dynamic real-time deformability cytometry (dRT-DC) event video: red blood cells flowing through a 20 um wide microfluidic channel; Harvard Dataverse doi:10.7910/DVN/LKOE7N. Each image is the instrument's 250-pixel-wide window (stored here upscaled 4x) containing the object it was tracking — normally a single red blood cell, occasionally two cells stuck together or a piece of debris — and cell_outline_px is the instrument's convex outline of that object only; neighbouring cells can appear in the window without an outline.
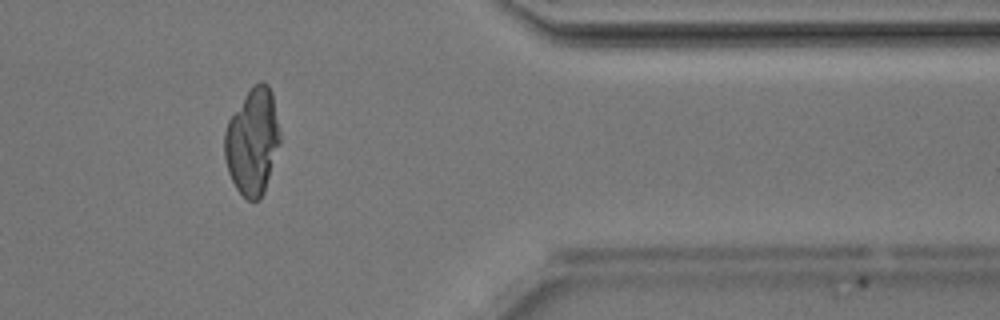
{"species": "Egyptian fruit bat (a non-hibernating species)", "species_latin": "Rousettus aegyptiacus", "temperature_condition": "room temperature", "stored_images_in_passage": 42, "camera_frame_rate_fps": 3000, "um_per_image_px": 0.085, "animal": {"sex": "male"}, "frame": {"image": 1, "passage_image": 34, "time_ms": 11.0, "image_size_px": [1000, 320], "cell_outline_px": [[280, 144], [264, 192], [260, 200], [248, 200], [236, 188], [228, 172], [224, 156], [224, 132], [228, 120], [244, 96], [260, 80], [268, 84], [272, 92], [280, 132]], "centroid_in_image_um": [21.46, 12.04], "position_along_channel_um": 389.9, "area_um2": 34.33}}
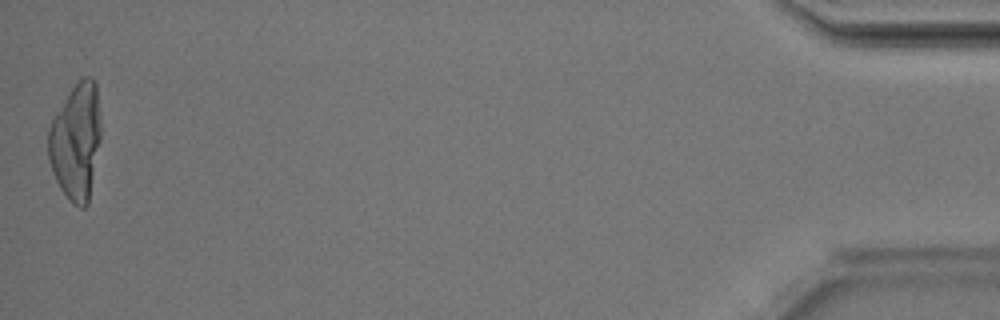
{"frame": {"image": 2, "passage_image": 42, "time_ms": 13.667, "image_size_px": [1000, 320], "cell_outline_px": [[100, 140], [88, 204], [84, 208], [80, 208], [72, 204], [68, 200], [60, 188], [52, 172], [48, 160], [48, 132], [52, 120], [72, 88], [84, 76], [92, 76], [96, 84], [100, 116]], "centroid_in_image_um": [6.46, 12.06], "position_along_channel_um": 428.7, "area_um2": 35.66}}